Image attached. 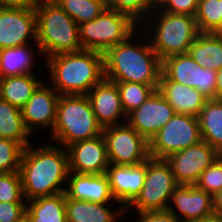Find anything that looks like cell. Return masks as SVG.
Returning a JSON list of instances; mask_svg holds the SVG:
<instances>
[{"label":"cell","instance_id":"cell-38","mask_svg":"<svg viewBox=\"0 0 222 222\" xmlns=\"http://www.w3.org/2000/svg\"><path fill=\"white\" fill-rule=\"evenodd\" d=\"M198 8V0H169L162 11L173 14H185L195 17Z\"/></svg>","mask_w":222,"mask_h":222},{"label":"cell","instance_id":"cell-41","mask_svg":"<svg viewBox=\"0 0 222 222\" xmlns=\"http://www.w3.org/2000/svg\"><path fill=\"white\" fill-rule=\"evenodd\" d=\"M215 99H222V68L216 71Z\"/></svg>","mask_w":222,"mask_h":222},{"label":"cell","instance_id":"cell-27","mask_svg":"<svg viewBox=\"0 0 222 222\" xmlns=\"http://www.w3.org/2000/svg\"><path fill=\"white\" fill-rule=\"evenodd\" d=\"M29 135L21 110L0 98V138L13 140L26 148L31 142Z\"/></svg>","mask_w":222,"mask_h":222},{"label":"cell","instance_id":"cell-3","mask_svg":"<svg viewBox=\"0 0 222 222\" xmlns=\"http://www.w3.org/2000/svg\"><path fill=\"white\" fill-rule=\"evenodd\" d=\"M48 71L59 95H86L104 77V55L82 49L47 57Z\"/></svg>","mask_w":222,"mask_h":222},{"label":"cell","instance_id":"cell-1","mask_svg":"<svg viewBox=\"0 0 222 222\" xmlns=\"http://www.w3.org/2000/svg\"><path fill=\"white\" fill-rule=\"evenodd\" d=\"M19 172L24 201L63 193L66 188L61 185L70 172L67 150L58 144L36 148L29 145L23 150Z\"/></svg>","mask_w":222,"mask_h":222},{"label":"cell","instance_id":"cell-5","mask_svg":"<svg viewBox=\"0 0 222 222\" xmlns=\"http://www.w3.org/2000/svg\"><path fill=\"white\" fill-rule=\"evenodd\" d=\"M103 127L98 123L86 95H60L57 102L56 120L52 138L66 148L72 143L102 135Z\"/></svg>","mask_w":222,"mask_h":222},{"label":"cell","instance_id":"cell-28","mask_svg":"<svg viewBox=\"0 0 222 222\" xmlns=\"http://www.w3.org/2000/svg\"><path fill=\"white\" fill-rule=\"evenodd\" d=\"M30 48L29 44H24L0 50V78L31 74L35 57Z\"/></svg>","mask_w":222,"mask_h":222},{"label":"cell","instance_id":"cell-36","mask_svg":"<svg viewBox=\"0 0 222 222\" xmlns=\"http://www.w3.org/2000/svg\"><path fill=\"white\" fill-rule=\"evenodd\" d=\"M24 202H0V222H20L26 216Z\"/></svg>","mask_w":222,"mask_h":222},{"label":"cell","instance_id":"cell-24","mask_svg":"<svg viewBox=\"0 0 222 222\" xmlns=\"http://www.w3.org/2000/svg\"><path fill=\"white\" fill-rule=\"evenodd\" d=\"M27 202L26 216L31 222H67L65 192Z\"/></svg>","mask_w":222,"mask_h":222},{"label":"cell","instance_id":"cell-37","mask_svg":"<svg viewBox=\"0 0 222 222\" xmlns=\"http://www.w3.org/2000/svg\"><path fill=\"white\" fill-rule=\"evenodd\" d=\"M136 222H181L180 217L170 205L167 210L144 211L139 213Z\"/></svg>","mask_w":222,"mask_h":222},{"label":"cell","instance_id":"cell-10","mask_svg":"<svg viewBox=\"0 0 222 222\" xmlns=\"http://www.w3.org/2000/svg\"><path fill=\"white\" fill-rule=\"evenodd\" d=\"M102 135L110 164L138 165L150 157L149 141L126 121L103 128Z\"/></svg>","mask_w":222,"mask_h":222},{"label":"cell","instance_id":"cell-21","mask_svg":"<svg viewBox=\"0 0 222 222\" xmlns=\"http://www.w3.org/2000/svg\"><path fill=\"white\" fill-rule=\"evenodd\" d=\"M158 90L174 108L176 114H185L198 118L201 109L208 100L196 88L170 81L162 73Z\"/></svg>","mask_w":222,"mask_h":222},{"label":"cell","instance_id":"cell-15","mask_svg":"<svg viewBox=\"0 0 222 222\" xmlns=\"http://www.w3.org/2000/svg\"><path fill=\"white\" fill-rule=\"evenodd\" d=\"M69 171L77 174H104L109 166L103 135L81 140L66 147Z\"/></svg>","mask_w":222,"mask_h":222},{"label":"cell","instance_id":"cell-18","mask_svg":"<svg viewBox=\"0 0 222 222\" xmlns=\"http://www.w3.org/2000/svg\"><path fill=\"white\" fill-rule=\"evenodd\" d=\"M86 96L90 101L96 120L103 128L123 124L118 121L123 117L127 118L116 83L104 78Z\"/></svg>","mask_w":222,"mask_h":222},{"label":"cell","instance_id":"cell-40","mask_svg":"<svg viewBox=\"0 0 222 222\" xmlns=\"http://www.w3.org/2000/svg\"><path fill=\"white\" fill-rule=\"evenodd\" d=\"M214 214L222 217V190L213 196Z\"/></svg>","mask_w":222,"mask_h":222},{"label":"cell","instance_id":"cell-2","mask_svg":"<svg viewBox=\"0 0 222 222\" xmlns=\"http://www.w3.org/2000/svg\"><path fill=\"white\" fill-rule=\"evenodd\" d=\"M133 36L130 35L103 54L104 77L111 82H136L158 86L162 61L152 48L151 42L136 44L132 41Z\"/></svg>","mask_w":222,"mask_h":222},{"label":"cell","instance_id":"cell-30","mask_svg":"<svg viewBox=\"0 0 222 222\" xmlns=\"http://www.w3.org/2000/svg\"><path fill=\"white\" fill-rule=\"evenodd\" d=\"M195 19L200 33H219L222 29V0H198Z\"/></svg>","mask_w":222,"mask_h":222},{"label":"cell","instance_id":"cell-6","mask_svg":"<svg viewBox=\"0 0 222 222\" xmlns=\"http://www.w3.org/2000/svg\"><path fill=\"white\" fill-rule=\"evenodd\" d=\"M160 12V15H159ZM153 23V39L151 45L154 51L159 56L160 60L167 57L188 53L195 38L200 34L196 19L193 16L185 14H173L156 10ZM159 16H158V15ZM156 28V29H155ZM155 30V31H154Z\"/></svg>","mask_w":222,"mask_h":222},{"label":"cell","instance_id":"cell-29","mask_svg":"<svg viewBox=\"0 0 222 222\" xmlns=\"http://www.w3.org/2000/svg\"><path fill=\"white\" fill-rule=\"evenodd\" d=\"M55 2L78 25L94 20L107 8L102 0H55Z\"/></svg>","mask_w":222,"mask_h":222},{"label":"cell","instance_id":"cell-33","mask_svg":"<svg viewBox=\"0 0 222 222\" xmlns=\"http://www.w3.org/2000/svg\"><path fill=\"white\" fill-rule=\"evenodd\" d=\"M23 199L20 172L0 173V202H23Z\"/></svg>","mask_w":222,"mask_h":222},{"label":"cell","instance_id":"cell-34","mask_svg":"<svg viewBox=\"0 0 222 222\" xmlns=\"http://www.w3.org/2000/svg\"><path fill=\"white\" fill-rule=\"evenodd\" d=\"M195 186L212 196L222 190V155L200 174Z\"/></svg>","mask_w":222,"mask_h":222},{"label":"cell","instance_id":"cell-13","mask_svg":"<svg viewBox=\"0 0 222 222\" xmlns=\"http://www.w3.org/2000/svg\"><path fill=\"white\" fill-rule=\"evenodd\" d=\"M29 38L37 42L34 8H3L0 11V50L29 44Z\"/></svg>","mask_w":222,"mask_h":222},{"label":"cell","instance_id":"cell-8","mask_svg":"<svg viewBox=\"0 0 222 222\" xmlns=\"http://www.w3.org/2000/svg\"><path fill=\"white\" fill-rule=\"evenodd\" d=\"M178 186L169 163L165 159L146 160L144 185L137 198L128 206L138 211L167 210L169 199Z\"/></svg>","mask_w":222,"mask_h":222},{"label":"cell","instance_id":"cell-12","mask_svg":"<svg viewBox=\"0 0 222 222\" xmlns=\"http://www.w3.org/2000/svg\"><path fill=\"white\" fill-rule=\"evenodd\" d=\"M220 156L217 150L201 140L191 147L171 154L165 160L169 163L178 185H195L200 174Z\"/></svg>","mask_w":222,"mask_h":222},{"label":"cell","instance_id":"cell-9","mask_svg":"<svg viewBox=\"0 0 222 222\" xmlns=\"http://www.w3.org/2000/svg\"><path fill=\"white\" fill-rule=\"evenodd\" d=\"M202 140L197 117L175 114L149 141L152 158L166 159Z\"/></svg>","mask_w":222,"mask_h":222},{"label":"cell","instance_id":"cell-26","mask_svg":"<svg viewBox=\"0 0 222 222\" xmlns=\"http://www.w3.org/2000/svg\"><path fill=\"white\" fill-rule=\"evenodd\" d=\"M202 140L222 155V99H209L198 116Z\"/></svg>","mask_w":222,"mask_h":222},{"label":"cell","instance_id":"cell-16","mask_svg":"<svg viewBox=\"0 0 222 222\" xmlns=\"http://www.w3.org/2000/svg\"><path fill=\"white\" fill-rule=\"evenodd\" d=\"M106 175L115 202L123 204L124 209L137 198L143 188L146 175V161L138 165L109 164Z\"/></svg>","mask_w":222,"mask_h":222},{"label":"cell","instance_id":"cell-23","mask_svg":"<svg viewBox=\"0 0 222 222\" xmlns=\"http://www.w3.org/2000/svg\"><path fill=\"white\" fill-rule=\"evenodd\" d=\"M192 59L203 68H222V36L219 33H200L188 51Z\"/></svg>","mask_w":222,"mask_h":222},{"label":"cell","instance_id":"cell-19","mask_svg":"<svg viewBox=\"0 0 222 222\" xmlns=\"http://www.w3.org/2000/svg\"><path fill=\"white\" fill-rule=\"evenodd\" d=\"M182 214L181 222H191L214 215L213 196L195 185H178L170 199Z\"/></svg>","mask_w":222,"mask_h":222},{"label":"cell","instance_id":"cell-45","mask_svg":"<svg viewBox=\"0 0 222 222\" xmlns=\"http://www.w3.org/2000/svg\"><path fill=\"white\" fill-rule=\"evenodd\" d=\"M106 5L111 1V0H102Z\"/></svg>","mask_w":222,"mask_h":222},{"label":"cell","instance_id":"cell-35","mask_svg":"<svg viewBox=\"0 0 222 222\" xmlns=\"http://www.w3.org/2000/svg\"><path fill=\"white\" fill-rule=\"evenodd\" d=\"M107 7L128 15L137 24L141 18L146 19L144 15L149 16L148 0H111Z\"/></svg>","mask_w":222,"mask_h":222},{"label":"cell","instance_id":"cell-32","mask_svg":"<svg viewBox=\"0 0 222 222\" xmlns=\"http://www.w3.org/2000/svg\"><path fill=\"white\" fill-rule=\"evenodd\" d=\"M23 150L18 142L0 138V173L19 171Z\"/></svg>","mask_w":222,"mask_h":222},{"label":"cell","instance_id":"cell-44","mask_svg":"<svg viewBox=\"0 0 222 222\" xmlns=\"http://www.w3.org/2000/svg\"><path fill=\"white\" fill-rule=\"evenodd\" d=\"M20 222H31L27 216H25Z\"/></svg>","mask_w":222,"mask_h":222},{"label":"cell","instance_id":"cell-22","mask_svg":"<svg viewBox=\"0 0 222 222\" xmlns=\"http://www.w3.org/2000/svg\"><path fill=\"white\" fill-rule=\"evenodd\" d=\"M85 200L66 199L67 222H115L126 211L123 207L113 212L106 205ZM117 218V219H116Z\"/></svg>","mask_w":222,"mask_h":222},{"label":"cell","instance_id":"cell-14","mask_svg":"<svg viewBox=\"0 0 222 222\" xmlns=\"http://www.w3.org/2000/svg\"><path fill=\"white\" fill-rule=\"evenodd\" d=\"M175 114L174 108L157 89L139 108L127 115L126 122L150 141Z\"/></svg>","mask_w":222,"mask_h":222},{"label":"cell","instance_id":"cell-17","mask_svg":"<svg viewBox=\"0 0 222 222\" xmlns=\"http://www.w3.org/2000/svg\"><path fill=\"white\" fill-rule=\"evenodd\" d=\"M46 86L42 82L21 109L25 126L30 133L33 128L50 127L51 131L54 128L60 95L53 87Z\"/></svg>","mask_w":222,"mask_h":222},{"label":"cell","instance_id":"cell-7","mask_svg":"<svg viewBox=\"0 0 222 222\" xmlns=\"http://www.w3.org/2000/svg\"><path fill=\"white\" fill-rule=\"evenodd\" d=\"M136 26L139 25L128 15L107 7L94 20L79 25L82 49L104 54L130 35H135Z\"/></svg>","mask_w":222,"mask_h":222},{"label":"cell","instance_id":"cell-4","mask_svg":"<svg viewBox=\"0 0 222 222\" xmlns=\"http://www.w3.org/2000/svg\"><path fill=\"white\" fill-rule=\"evenodd\" d=\"M34 10L38 53L50 57L82 50L79 25L57 2L39 0Z\"/></svg>","mask_w":222,"mask_h":222},{"label":"cell","instance_id":"cell-46","mask_svg":"<svg viewBox=\"0 0 222 222\" xmlns=\"http://www.w3.org/2000/svg\"><path fill=\"white\" fill-rule=\"evenodd\" d=\"M4 7L1 5V3H0V11L3 9Z\"/></svg>","mask_w":222,"mask_h":222},{"label":"cell","instance_id":"cell-31","mask_svg":"<svg viewBox=\"0 0 222 222\" xmlns=\"http://www.w3.org/2000/svg\"><path fill=\"white\" fill-rule=\"evenodd\" d=\"M121 99L122 107L127 116L133 110L139 108L149 96L158 89V86L136 82H114Z\"/></svg>","mask_w":222,"mask_h":222},{"label":"cell","instance_id":"cell-42","mask_svg":"<svg viewBox=\"0 0 222 222\" xmlns=\"http://www.w3.org/2000/svg\"><path fill=\"white\" fill-rule=\"evenodd\" d=\"M168 1L169 0H148L149 15H153L154 10L156 11V9L157 10L161 9Z\"/></svg>","mask_w":222,"mask_h":222},{"label":"cell","instance_id":"cell-20","mask_svg":"<svg viewBox=\"0 0 222 222\" xmlns=\"http://www.w3.org/2000/svg\"><path fill=\"white\" fill-rule=\"evenodd\" d=\"M65 194L66 199L108 203L114 200L106 173L98 175L69 172Z\"/></svg>","mask_w":222,"mask_h":222},{"label":"cell","instance_id":"cell-25","mask_svg":"<svg viewBox=\"0 0 222 222\" xmlns=\"http://www.w3.org/2000/svg\"><path fill=\"white\" fill-rule=\"evenodd\" d=\"M32 73L0 78V98L22 109L42 83Z\"/></svg>","mask_w":222,"mask_h":222},{"label":"cell","instance_id":"cell-43","mask_svg":"<svg viewBox=\"0 0 222 222\" xmlns=\"http://www.w3.org/2000/svg\"><path fill=\"white\" fill-rule=\"evenodd\" d=\"M191 222H222V217L214 214L210 217Z\"/></svg>","mask_w":222,"mask_h":222},{"label":"cell","instance_id":"cell-39","mask_svg":"<svg viewBox=\"0 0 222 222\" xmlns=\"http://www.w3.org/2000/svg\"><path fill=\"white\" fill-rule=\"evenodd\" d=\"M39 0H0L4 8H34Z\"/></svg>","mask_w":222,"mask_h":222},{"label":"cell","instance_id":"cell-11","mask_svg":"<svg viewBox=\"0 0 222 222\" xmlns=\"http://www.w3.org/2000/svg\"><path fill=\"white\" fill-rule=\"evenodd\" d=\"M161 73L170 81L196 88L208 100L215 99L216 71L201 67L189 53L162 60Z\"/></svg>","mask_w":222,"mask_h":222}]
</instances>
